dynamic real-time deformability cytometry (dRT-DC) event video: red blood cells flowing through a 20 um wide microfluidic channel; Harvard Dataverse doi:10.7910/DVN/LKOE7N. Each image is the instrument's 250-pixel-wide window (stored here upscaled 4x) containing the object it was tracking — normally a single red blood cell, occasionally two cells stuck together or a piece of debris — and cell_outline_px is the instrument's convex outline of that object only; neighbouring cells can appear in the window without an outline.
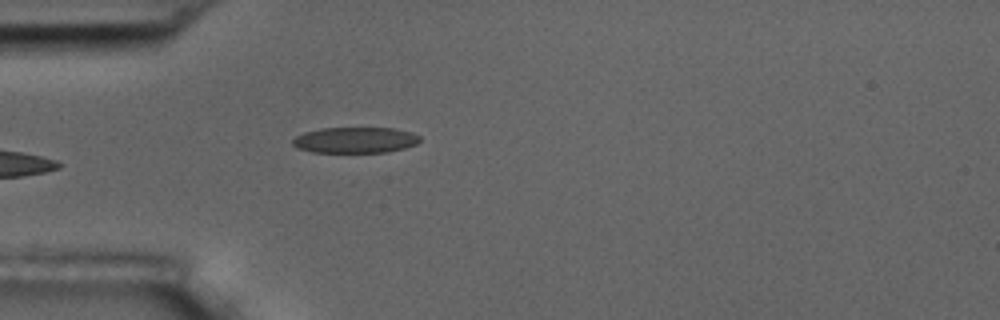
{"species": "common noctule bat (a hibernating species)", "species_latin": "Nyctalus noctula", "temperature_condition": "room temperature", "stored_images_in_passage": 6, "camera_frame_rate_fps": 3000, "um_per_image_px": 0.085, "animal": {"sex": "male", "body_mass_g": 17.5, "forearm_length_mm": 52.3}, "frame": {"image": 1, "passage_image": 6, "time_ms": 6.0, "image_size_px": [1000, 320], "cell_outline_px": [[420, 140], [416, 144], [404, 148], [388, 152], [312, 152], [296, 148], [292, 144], [292, 140], [296, 136], [304, 132], [320, 128], [392, 128], [412, 132], [420, 136]], "centroid_in_image_um": [30.17, 11.9], "position_along_channel_um": 54.8, "area_um2": 19.25}}